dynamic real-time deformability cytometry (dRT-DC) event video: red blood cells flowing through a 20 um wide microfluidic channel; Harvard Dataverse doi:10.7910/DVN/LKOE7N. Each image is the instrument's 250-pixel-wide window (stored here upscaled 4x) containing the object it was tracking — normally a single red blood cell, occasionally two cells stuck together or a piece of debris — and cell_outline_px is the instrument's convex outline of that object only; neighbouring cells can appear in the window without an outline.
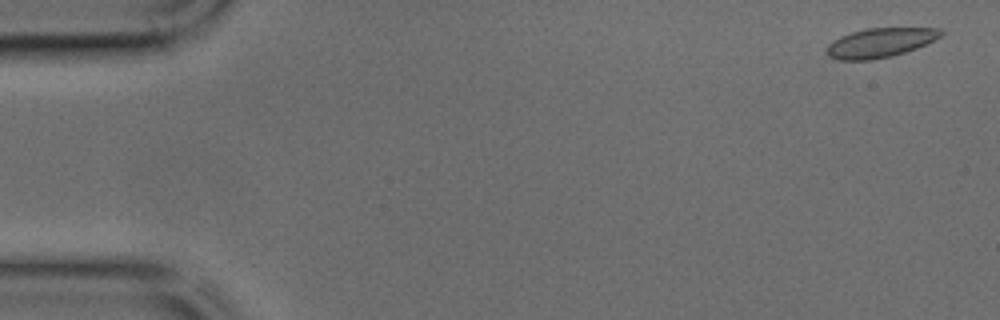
{"species": "common noctule bat (a hibernating species)", "species_latin": "Nyctalus noctula", "temperature_condition": "cold", "stored_images_in_passage": 45, "camera_frame_rate_fps": 3000, "um_per_image_px": 0.085, "animal": {"sex": "male", "body_mass_g": 17.9, "forearm_length_mm": 54.2}, "frame": {"image": 1, "passage_image": 2, "time_ms": 0.333, "image_size_px": [1000, 320], "cell_outline_px": [[944, 36], [916, 48], [892, 56], [872, 60], [836, 60], [828, 56], [828, 44], [832, 40], [840, 36], [852, 32], [868, 28], [940, 28], [944, 32]], "centroid_in_image_um": [74.83, 3.63], "position_along_channel_um": 10.2, "area_um2": 19.59}}
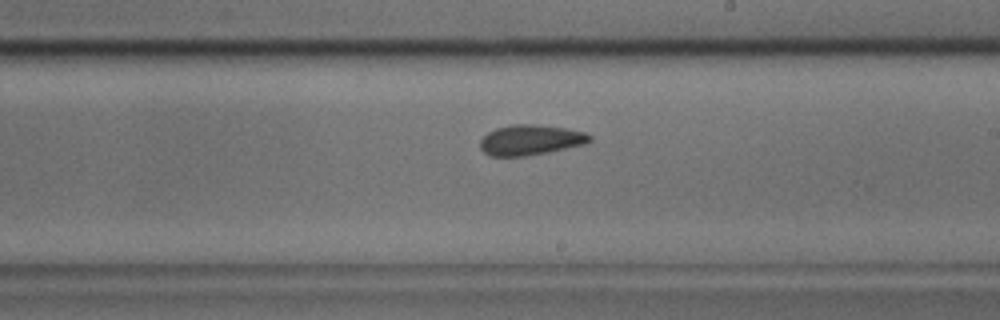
{"frame": {"image": 2, "passage_image": 26, "time_ms": 8.333, "image_size_px": [1000, 320], "cell_outline_px": [[592, 140], [588, 144], [548, 152], [524, 156], [488, 156], [480, 148], [480, 140], [488, 132], [496, 128], [512, 124], [532, 124], [568, 128], [584, 132], [592, 136]], "centroid_in_image_um": [45.12, 11.89], "position_along_channel_um": 243.9, "area_um2": 19.54}}
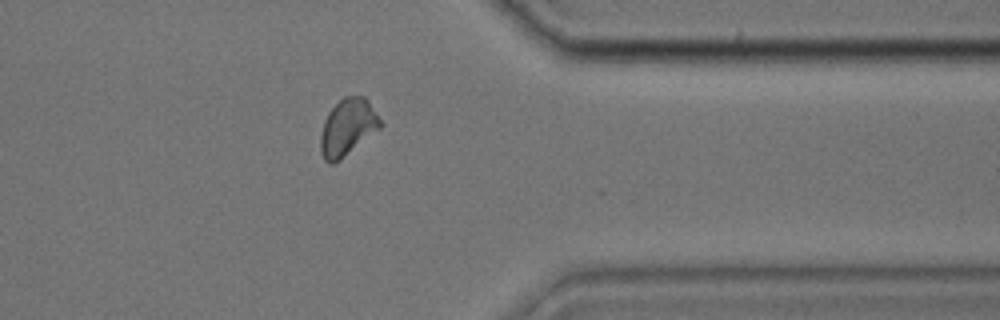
{"frame": {"image": 3, "passage_image": 36, "time_ms": 11.667, "image_size_px": [1000, 320], "cell_outline_px": [[384, 124], [380, 128], [340, 160], [332, 164], [328, 164], [324, 160], [320, 152], [320, 136], [324, 120], [328, 112], [344, 96], [364, 96], [368, 100]], "centroid_in_image_um": [29.54, 10.83], "position_along_channel_um": 381.9, "area_um2": 19.83}}